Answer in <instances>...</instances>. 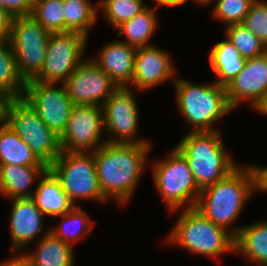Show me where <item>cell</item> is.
<instances>
[{
	"label": "cell",
	"mask_w": 267,
	"mask_h": 266,
	"mask_svg": "<svg viewBox=\"0 0 267 266\" xmlns=\"http://www.w3.org/2000/svg\"><path fill=\"white\" fill-rule=\"evenodd\" d=\"M252 110L259 112L263 116H267V93L260 99V101L252 108Z\"/></svg>",
	"instance_id": "f35d334b"
},
{
	"label": "cell",
	"mask_w": 267,
	"mask_h": 266,
	"mask_svg": "<svg viewBox=\"0 0 267 266\" xmlns=\"http://www.w3.org/2000/svg\"><path fill=\"white\" fill-rule=\"evenodd\" d=\"M208 58L210 67L217 77L214 82L224 87L232 82L246 61L226 37L225 40L215 43L209 51Z\"/></svg>",
	"instance_id": "7402d4cb"
},
{
	"label": "cell",
	"mask_w": 267,
	"mask_h": 266,
	"mask_svg": "<svg viewBox=\"0 0 267 266\" xmlns=\"http://www.w3.org/2000/svg\"><path fill=\"white\" fill-rule=\"evenodd\" d=\"M98 11L109 25L116 29L142 11L147 5L144 0H100Z\"/></svg>",
	"instance_id": "f1b7e54d"
},
{
	"label": "cell",
	"mask_w": 267,
	"mask_h": 266,
	"mask_svg": "<svg viewBox=\"0 0 267 266\" xmlns=\"http://www.w3.org/2000/svg\"><path fill=\"white\" fill-rule=\"evenodd\" d=\"M226 93L234 110L246 101L252 109L267 93V52L246 59L243 69L226 86Z\"/></svg>",
	"instance_id": "e0dca14e"
},
{
	"label": "cell",
	"mask_w": 267,
	"mask_h": 266,
	"mask_svg": "<svg viewBox=\"0 0 267 266\" xmlns=\"http://www.w3.org/2000/svg\"><path fill=\"white\" fill-rule=\"evenodd\" d=\"M35 0H0V7L4 8L12 17L30 15Z\"/></svg>",
	"instance_id": "836d02e7"
},
{
	"label": "cell",
	"mask_w": 267,
	"mask_h": 266,
	"mask_svg": "<svg viewBox=\"0 0 267 266\" xmlns=\"http://www.w3.org/2000/svg\"><path fill=\"white\" fill-rule=\"evenodd\" d=\"M48 169L60 181L74 206H78L77 200L108 202L99 186L94 152L62 151Z\"/></svg>",
	"instance_id": "52a82bcc"
},
{
	"label": "cell",
	"mask_w": 267,
	"mask_h": 266,
	"mask_svg": "<svg viewBox=\"0 0 267 266\" xmlns=\"http://www.w3.org/2000/svg\"><path fill=\"white\" fill-rule=\"evenodd\" d=\"M63 0H35L30 14L50 33L64 32Z\"/></svg>",
	"instance_id": "4dcf8cb0"
},
{
	"label": "cell",
	"mask_w": 267,
	"mask_h": 266,
	"mask_svg": "<svg viewBox=\"0 0 267 266\" xmlns=\"http://www.w3.org/2000/svg\"><path fill=\"white\" fill-rule=\"evenodd\" d=\"M47 166L5 123L0 125V165Z\"/></svg>",
	"instance_id": "d4e9b609"
},
{
	"label": "cell",
	"mask_w": 267,
	"mask_h": 266,
	"mask_svg": "<svg viewBox=\"0 0 267 266\" xmlns=\"http://www.w3.org/2000/svg\"><path fill=\"white\" fill-rule=\"evenodd\" d=\"M88 38L78 32L51 33L44 66L35 79L41 83L63 84L86 58Z\"/></svg>",
	"instance_id": "8fae6325"
},
{
	"label": "cell",
	"mask_w": 267,
	"mask_h": 266,
	"mask_svg": "<svg viewBox=\"0 0 267 266\" xmlns=\"http://www.w3.org/2000/svg\"><path fill=\"white\" fill-rule=\"evenodd\" d=\"M47 170L48 166L0 165V195L7 200L31 198L35 192L32 185Z\"/></svg>",
	"instance_id": "d6986e66"
},
{
	"label": "cell",
	"mask_w": 267,
	"mask_h": 266,
	"mask_svg": "<svg viewBox=\"0 0 267 266\" xmlns=\"http://www.w3.org/2000/svg\"><path fill=\"white\" fill-rule=\"evenodd\" d=\"M151 166L155 188L170 214L182 207H196L201 190L187 160L175 147L165 157L152 161Z\"/></svg>",
	"instance_id": "8992f818"
},
{
	"label": "cell",
	"mask_w": 267,
	"mask_h": 266,
	"mask_svg": "<svg viewBox=\"0 0 267 266\" xmlns=\"http://www.w3.org/2000/svg\"><path fill=\"white\" fill-rule=\"evenodd\" d=\"M260 192H266L267 193V166H260Z\"/></svg>",
	"instance_id": "ab89813d"
},
{
	"label": "cell",
	"mask_w": 267,
	"mask_h": 266,
	"mask_svg": "<svg viewBox=\"0 0 267 266\" xmlns=\"http://www.w3.org/2000/svg\"><path fill=\"white\" fill-rule=\"evenodd\" d=\"M152 146L105 142L94 151L99 186L108 201L124 206L134 196Z\"/></svg>",
	"instance_id": "6da1fadb"
},
{
	"label": "cell",
	"mask_w": 267,
	"mask_h": 266,
	"mask_svg": "<svg viewBox=\"0 0 267 266\" xmlns=\"http://www.w3.org/2000/svg\"><path fill=\"white\" fill-rule=\"evenodd\" d=\"M224 33L245 59L258 57L267 52V47L242 23L226 26Z\"/></svg>",
	"instance_id": "f546056e"
},
{
	"label": "cell",
	"mask_w": 267,
	"mask_h": 266,
	"mask_svg": "<svg viewBox=\"0 0 267 266\" xmlns=\"http://www.w3.org/2000/svg\"><path fill=\"white\" fill-rule=\"evenodd\" d=\"M134 92L130 87H118L101 106L106 143L153 144L135 136L139 132L140 111Z\"/></svg>",
	"instance_id": "30bf717a"
},
{
	"label": "cell",
	"mask_w": 267,
	"mask_h": 266,
	"mask_svg": "<svg viewBox=\"0 0 267 266\" xmlns=\"http://www.w3.org/2000/svg\"><path fill=\"white\" fill-rule=\"evenodd\" d=\"M12 16L2 7H0V41L10 39Z\"/></svg>",
	"instance_id": "e575fe53"
},
{
	"label": "cell",
	"mask_w": 267,
	"mask_h": 266,
	"mask_svg": "<svg viewBox=\"0 0 267 266\" xmlns=\"http://www.w3.org/2000/svg\"><path fill=\"white\" fill-rule=\"evenodd\" d=\"M235 253L244 255L249 263L267 266V219L242 226L235 236Z\"/></svg>",
	"instance_id": "44dd1931"
},
{
	"label": "cell",
	"mask_w": 267,
	"mask_h": 266,
	"mask_svg": "<svg viewBox=\"0 0 267 266\" xmlns=\"http://www.w3.org/2000/svg\"><path fill=\"white\" fill-rule=\"evenodd\" d=\"M22 98L38 113L49 129L59 137L63 134L74 107L64 84L29 81Z\"/></svg>",
	"instance_id": "7c38bea8"
},
{
	"label": "cell",
	"mask_w": 267,
	"mask_h": 266,
	"mask_svg": "<svg viewBox=\"0 0 267 266\" xmlns=\"http://www.w3.org/2000/svg\"><path fill=\"white\" fill-rule=\"evenodd\" d=\"M194 255L208 258L235 253V236L227 229L215 225L196 208L182 209L176 223L164 240Z\"/></svg>",
	"instance_id": "5b68a950"
},
{
	"label": "cell",
	"mask_w": 267,
	"mask_h": 266,
	"mask_svg": "<svg viewBox=\"0 0 267 266\" xmlns=\"http://www.w3.org/2000/svg\"><path fill=\"white\" fill-rule=\"evenodd\" d=\"M10 202L12 208L8 219L11 250L23 252L33 241L37 242L46 236L50 227L45 222L46 216L31 198L12 199Z\"/></svg>",
	"instance_id": "9a60e30c"
},
{
	"label": "cell",
	"mask_w": 267,
	"mask_h": 266,
	"mask_svg": "<svg viewBox=\"0 0 267 266\" xmlns=\"http://www.w3.org/2000/svg\"><path fill=\"white\" fill-rule=\"evenodd\" d=\"M171 54L155 45L136 50L134 58V75L130 88L144 92L165 84L169 80L176 81V69ZM176 75V76H175Z\"/></svg>",
	"instance_id": "2e32d148"
},
{
	"label": "cell",
	"mask_w": 267,
	"mask_h": 266,
	"mask_svg": "<svg viewBox=\"0 0 267 266\" xmlns=\"http://www.w3.org/2000/svg\"><path fill=\"white\" fill-rule=\"evenodd\" d=\"M258 191H261L259 166L239 165L219 182L202 189L195 208L215 225L236 236L242 225L232 224Z\"/></svg>",
	"instance_id": "7a4b0ae2"
},
{
	"label": "cell",
	"mask_w": 267,
	"mask_h": 266,
	"mask_svg": "<svg viewBox=\"0 0 267 266\" xmlns=\"http://www.w3.org/2000/svg\"><path fill=\"white\" fill-rule=\"evenodd\" d=\"M174 147L187 160L200 190L219 182L240 165L224 148L220 131H189Z\"/></svg>",
	"instance_id": "277c9868"
},
{
	"label": "cell",
	"mask_w": 267,
	"mask_h": 266,
	"mask_svg": "<svg viewBox=\"0 0 267 266\" xmlns=\"http://www.w3.org/2000/svg\"><path fill=\"white\" fill-rule=\"evenodd\" d=\"M5 124L31 148L48 167L61 154L60 140L22 97L10 99Z\"/></svg>",
	"instance_id": "ba28073f"
},
{
	"label": "cell",
	"mask_w": 267,
	"mask_h": 266,
	"mask_svg": "<svg viewBox=\"0 0 267 266\" xmlns=\"http://www.w3.org/2000/svg\"><path fill=\"white\" fill-rule=\"evenodd\" d=\"M190 1L196 2L198 5H202L203 7L206 5L208 6L213 2V0H190Z\"/></svg>",
	"instance_id": "60d3db41"
},
{
	"label": "cell",
	"mask_w": 267,
	"mask_h": 266,
	"mask_svg": "<svg viewBox=\"0 0 267 266\" xmlns=\"http://www.w3.org/2000/svg\"><path fill=\"white\" fill-rule=\"evenodd\" d=\"M177 74L174 84L175 102L181 116L193 129L190 132H213L217 121L234 109L228 102L226 87L211 82L196 84Z\"/></svg>",
	"instance_id": "3957f363"
},
{
	"label": "cell",
	"mask_w": 267,
	"mask_h": 266,
	"mask_svg": "<svg viewBox=\"0 0 267 266\" xmlns=\"http://www.w3.org/2000/svg\"><path fill=\"white\" fill-rule=\"evenodd\" d=\"M64 32H78L89 38L91 29L98 21V5L91 0H63Z\"/></svg>",
	"instance_id": "4316f807"
},
{
	"label": "cell",
	"mask_w": 267,
	"mask_h": 266,
	"mask_svg": "<svg viewBox=\"0 0 267 266\" xmlns=\"http://www.w3.org/2000/svg\"><path fill=\"white\" fill-rule=\"evenodd\" d=\"M57 217H61V223L58 226L49 227L50 232L61 241L74 247L80 239L87 238L88 235L91 236L94 221L86 209L74 206L66 214Z\"/></svg>",
	"instance_id": "484cf974"
},
{
	"label": "cell",
	"mask_w": 267,
	"mask_h": 266,
	"mask_svg": "<svg viewBox=\"0 0 267 266\" xmlns=\"http://www.w3.org/2000/svg\"><path fill=\"white\" fill-rule=\"evenodd\" d=\"M10 98L0 91V125L5 123L6 107Z\"/></svg>",
	"instance_id": "74e56055"
},
{
	"label": "cell",
	"mask_w": 267,
	"mask_h": 266,
	"mask_svg": "<svg viewBox=\"0 0 267 266\" xmlns=\"http://www.w3.org/2000/svg\"><path fill=\"white\" fill-rule=\"evenodd\" d=\"M50 34L30 15L12 18L9 42L25 83L40 75Z\"/></svg>",
	"instance_id": "9c48e42d"
},
{
	"label": "cell",
	"mask_w": 267,
	"mask_h": 266,
	"mask_svg": "<svg viewBox=\"0 0 267 266\" xmlns=\"http://www.w3.org/2000/svg\"><path fill=\"white\" fill-rule=\"evenodd\" d=\"M0 266H31V262L24 252H15V255L0 261Z\"/></svg>",
	"instance_id": "d590c367"
},
{
	"label": "cell",
	"mask_w": 267,
	"mask_h": 266,
	"mask_svg": "<svg viewBox=\"0 0 267 266\" xmlns=\"http://www.w3.org/2000/svg\"><path fill=\"white\" fill-rule=\"evenodd\" d=\"M242 24L267 47V1L254 0Z\"/></svg>",
	"instance_id": "d6a6232c"
},
{
	"label": "cell",
	"mask_w": 267,
	"mask_h": 266,
	"mask_svg": "<svg viewBox=\"0 0 267 266\" xmlns=\"http://www.w3.org/2000/svg\"><path fill=\"white\" fill-rule=\"evenodd\" d=\"M35 188L31 199L46 217L64 215L74 207L61 188L60 181L49 169L39 179Z\"/></svg>",
	"instance_id": "ffe728a7"
},
{
	"label": "cell",
	"mask_w": 267,
	"mask_h": 266,
	"mask_svg": "<svg viewBox=\"0 0 267 266\" xmlns=\"http://www.w3.org/2000/svg\"><path fill=\"white\" fill-rule=\"evenodd\" d=\"M215 1V2H214ZM254 0H213L212 17L226 26L243 23Z\"/></svg>",
	"instance_id": "1f68e13d"
},
{
	"label": "cell",
	"mask_w": 267,
	"mask_h": 266,
	"mask_svg": "<svg viewBox=\"0 0 267 266\" xmlns=\"http://www.w3.org/2000/svg\"><path fill=\"white\" fill-rule=\"evenodd\" d=\"M63 84L74 105L102 106L118 88L90 57Z\"/></svg>",
	"instance_id": "5bb4252c"
},
{
	"label": "cell",
	"mask_w": 267,
	"mask_h": 266,
	"mask_svg": "<svg viewBox=\"0 0 267 266\" xmlns=\"http://www.w3.org/2000/svg\"><path fill=\"white\" fill-rule=\"evenodd\" d=\"M33 252L24 253L31 266H74V247L56 238L51 232L37 241Z\"/></svg>",
	"instance_id": "603a6c76"
},
{
	"label": "cell",
	"mask_w": 267,
	"mask_h": 266,
	"mask_svg": "<svg viewBox=\"0 0 267 266\" xmlns=\"http://www.w3.org/2000/svg\"><path fill=\"white\" fill-rule=\"evenodd\" d=\"M26 83L18 72L15 55L8 41H0V91L10 99L21 98Z\"/></svg>",
	"instance_id": "83f0119b"
},
{
	"label": "cell",
	"mask_w": 267,
	"mask_h": 266,
	"mask_svg": "<svg viewBox=\"0 0 267 266\" xmlns=\"http://www.w3.org/2000/svg\"><path fill=\"white\" fill-rule=\"evenodd\" d=\"M136 50L118 38L105 43L97 56L90 58L118 87H130L134 75Z\"/></svg>",
	"instance_id": "ac0fdd59"
},
{
	"label": "cell",
	"mask_w": 267,
	"mask_h": 266,
	"mask_svg": "<svg viewBox=\"0 0 267 266\" xmlns=\"http://www.w3.org/2000/svg\"><path fill=\"white\" fill-rule=\"evenodd\" d=\"M158 7L146 6L136 16L129 21L123 23L117 28L118 37L125 36V40H120L128 45L139 49L149 47L155 44L150 43L151 37L157 31L158 14L156 11Z\"/></svg>",
	"instance_id": "cb8c5ba5"
},
{
	"label": "cell",
	"mask_w": 267,
	"mask_h": 266,
	"mask_svg": "<svg viewBox=\"0 0 267 266\" xmlns=\"http://www.w3.org/2000/svg\"><path fill=\"white\" fill-rule=\"evenodd\" d=\"M104 133L101 106L74 105L59 137L61 151L94 152L106 142Z\"/></svg>",
	"instance_id": "4fadbf2b"
},
{
	"label": "cell",
	"mask_w": 267,
	"mask_h": 266,
	"mask_svg": "<svg viewBox=\"0 0 267 266\" xmlns=\"http://www.w3.org/2000/svg\"><path fill=\"white\" fill-rule=\"evenodd\" d=\"M155 1V5L158 7H167V8H171V7H176V6H180L183 5L186 2H190V0H154Z\"/></svg>",
	"instance_id": "8d00e7d4"
}]
</instances>
